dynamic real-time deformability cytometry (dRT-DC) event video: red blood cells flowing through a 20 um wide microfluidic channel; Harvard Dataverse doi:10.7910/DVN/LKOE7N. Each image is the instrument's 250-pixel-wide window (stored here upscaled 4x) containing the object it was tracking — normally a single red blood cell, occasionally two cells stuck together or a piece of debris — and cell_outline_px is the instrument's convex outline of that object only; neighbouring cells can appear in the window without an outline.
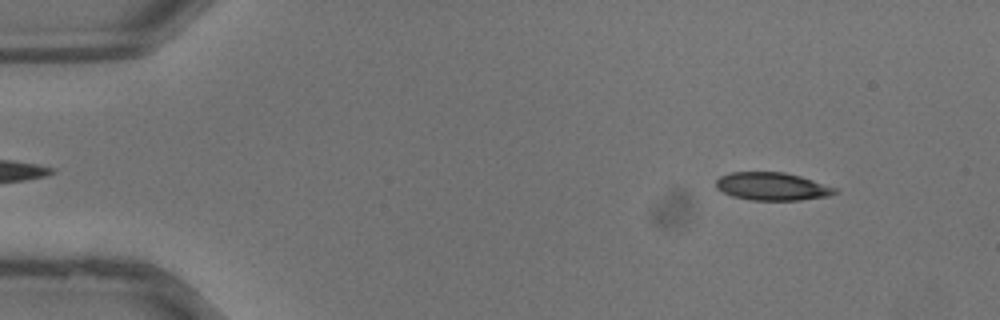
{"species": "common noctule bat (a hibernating species)", "species_latin": "Nyctalus noctula", "temperature_condition": "warm", "stored_images_in_passage": 36, "camera_frame_rate_fps": 3000, "um_per_image_px": 0.085, "animal": {"sex": "male", "body_mass_g": 13.3}, "frame": {"image": 1, "passage_image": 4, "time_ms": 1.0, "image_size_px": [1000, 320], "cell_outline_px": [[840, 192], [828, 196], [800, 200], [752, 200], [732, 196], [716, 188], [716, 180], [720, 176], [732, 172], [784, 172], [800, 176], [836, 188]], "centroid_in_image_um": [65.63, 15.85], "position_along_channel_um": 19.4, "area_um2": 19.25}}
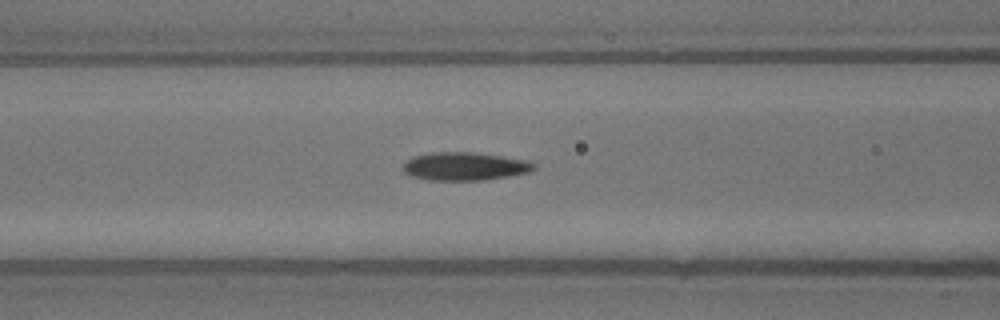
{"frame": {"image": 2, "passage_image": 15, "time_ms": 4.667, "image_size_px": [1000, 320], "cell_outline_px": [[536, 168], [528, 172], [508, 176], [484, 180], [432, 180], [412, 176], [404, 172], [404, 164], [412, 156], [432, 152], [476, 152], [504, 156], [524, 160], [536, 164]], "centroid_in_image_um": [39.51, 14.13], "position_along_channel_um": 127.1, "area_um2": 21.39}}
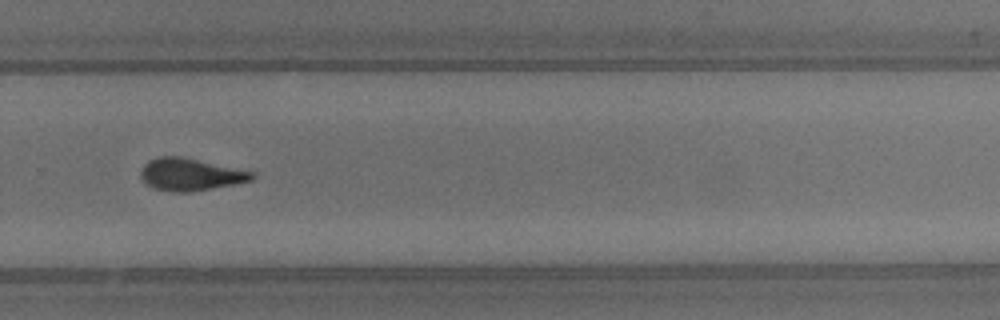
{"frame": {"image": 3, "passage_image": 25, "time_ms": 8.0, "image_size_px": [1000, 320], "cell_outline_px": [[256, 176], [252, 180], [212, 188], [188, 192], [176, 192], [152, 188], [144, 184], [140, 176], [140, 172], [144, 164], [148, 160], [160, 156], [180, 156], [256, 172]], "centroid_in_image_um": [16.15, 14.82], "position_along_channel_um": 313.7, "area_um2": 20.98}}